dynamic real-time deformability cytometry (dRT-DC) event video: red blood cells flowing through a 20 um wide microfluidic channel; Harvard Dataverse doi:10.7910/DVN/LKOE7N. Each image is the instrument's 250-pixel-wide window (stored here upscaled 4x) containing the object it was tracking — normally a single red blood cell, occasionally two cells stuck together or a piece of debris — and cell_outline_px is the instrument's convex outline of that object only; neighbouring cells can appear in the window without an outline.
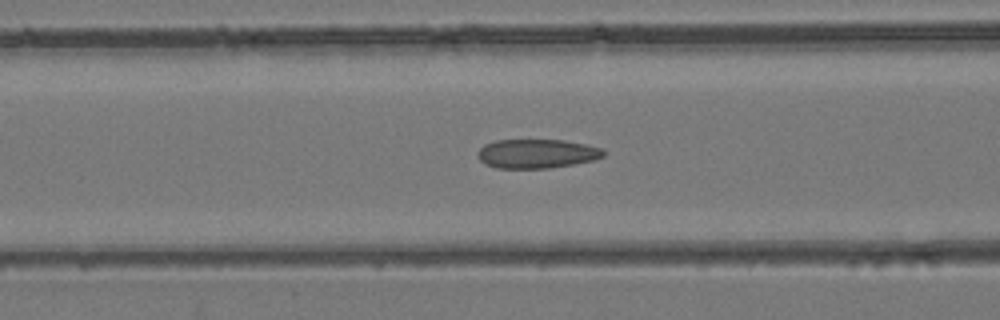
{"species": "common noctule bat (a hibernating species)", "species_latin": "Nyctalus noctula", "temperature_condition": "room temperature", "stored_images_in_passage": 44, "camera_frame_rate_fps": 3000, "um_per_image_px": 0.085, "animal": {"sex": "female", "body_mass_g": 24.6, "forearm_length_mm": 56.2}, "frame": {"image": 1, "passage_image": 18, "time_ms": 5.667, "image_size_px": [1000, 320], "cell_outline_px": [[608, 152], [604, 156], [596, 160], [548, 168], [496, 168], [484, 164], [476, 156], [476, 152], [484, 144], [496, 140], [564, 140], [604, 148]], "centroid_in_image_um": [45.64, 13.06], "position_along_channel_um": 121.0, "area_um2": 21.62}}
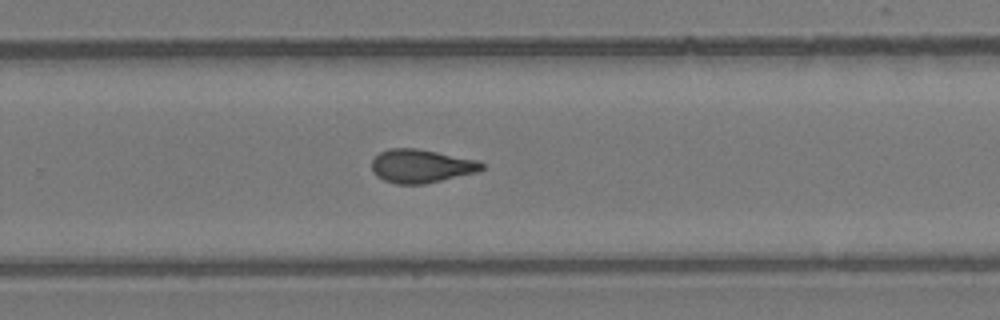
{"frame": {"image": 2, "passage_image": 29, "time_ms": 9.333, "image_size_px": [1000, 320], "cell_outline_px": [[484, 168], [480, 172], [424, 184], [396, 184], [384, 180], [376, 176], [372, 172], [372, 160], [380, 152], [388, 148], [416, 148], [480, 160], [484, 164]], "centroid_in_image_um": [35.83, 14.12], "position_along_channel_um": 294.0, "area_um2": 21.73}}
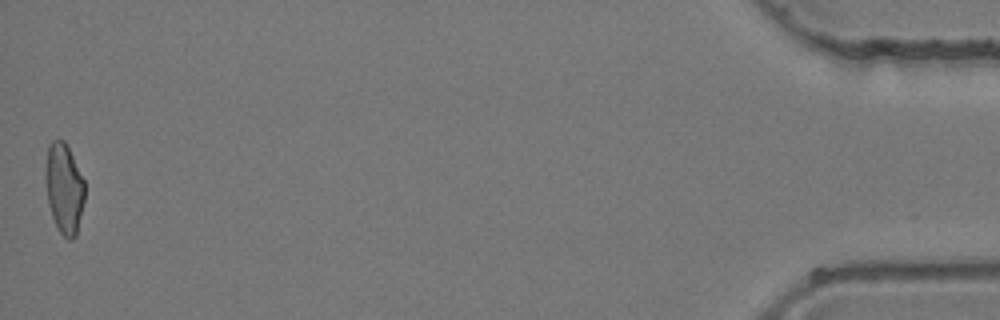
{"frame": {"image": 3, "passage_image": 44, "time_ms": 14.333, "image_size_px": [1000, 320], "cell_outline_px": [[84, 200], [76, 236], [72, 240], [68, 240], [60, 232], [52, 216], [48, 204], [44, 176], [48, 144], [52, 140], [64, 140], [84, 180]], "centroid_in_image_um": [5.43, 16.01], "position_along_channel_um": 429.8, "area_um2": 20.58}}